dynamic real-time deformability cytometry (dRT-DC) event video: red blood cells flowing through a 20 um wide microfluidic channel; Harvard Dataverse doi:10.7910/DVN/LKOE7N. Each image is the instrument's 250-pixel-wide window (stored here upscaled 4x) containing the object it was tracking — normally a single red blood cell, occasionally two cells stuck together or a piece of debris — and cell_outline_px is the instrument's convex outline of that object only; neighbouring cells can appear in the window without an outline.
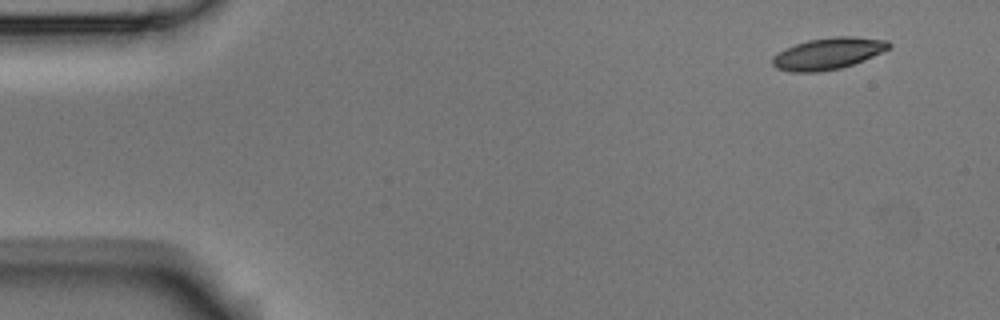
{"species": "Egyptian fruit bat (a non-hibernating species)", "species_latin": "Rousettus aegyptiacus", "temperature_condition": "room temperature", "stored_images_in_passage": 3, "camera_frame_rate_fps": 3000, "um_per_image_px": 0.085, "animal": {"sex": "male"}, "frame": {"image": 1, "passage_image": 1, "time_ms": 0.0, "image_size_px": [1000, 320], "cell_outline_px": [[892, 44], [884, 52], [864, 60], [840, 68], [820, 72], [788, 72], [776, 68], [772, 64], [772, 56], [796, 44], [808, 40], [836, 36], [852, 36], [888, 40]], "centroid_in_image_um": [70.41, 4.56], "position_along_channel_um": 14.6, "area_um2": 21.44}}
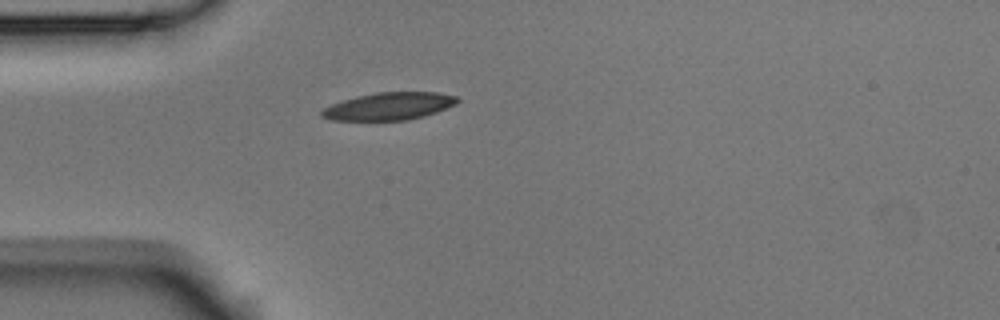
{"frame": {"image": 2, "passage_image": 3, "time_ms": 0.667, "image_size_px": [1000, 320], "cell_outline_px": [[460, 100], [456, 104], [436, 112], [424, 116], [408, 120], [332, 120], [320, 116], [320, 112], [324, 108], [332, 104], [356, 96], [376, 92], [436, 92], [456, 96]], "centroid_in_image_um": [33.07, 9.03], "position_along_channel_um": 51.9, "area_um2": 21.68}}